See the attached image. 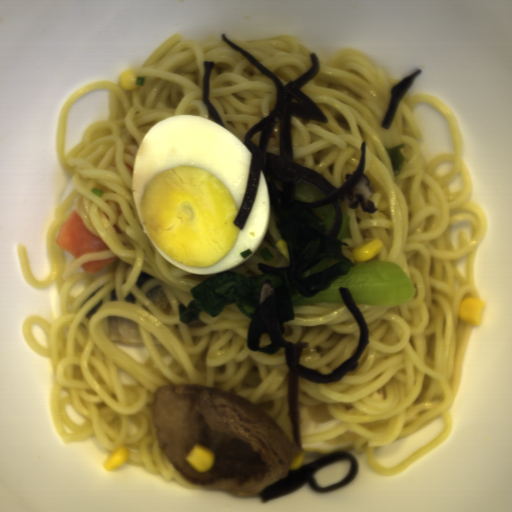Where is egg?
<instances>
[{"instance_id": "egg-1", "label": "egg", "mask_w": 512, "mask_h": 512, "mask_svg": "<svg viewBox=\"0 0 512 512\" xmlns=\"http://www.w3.org/2000/svg\"><path fill=\"white\" fill-rule=\"evenodd\" d=\"M250 150L225 126L198 115H173L143 136L135 153L131 195L153 247L174 267L196 275L236 268L262 245L271 219L267 179L260 180L242 230ZM253 254L243 259L241 251Z\"/></svg>"}]
</instances>
